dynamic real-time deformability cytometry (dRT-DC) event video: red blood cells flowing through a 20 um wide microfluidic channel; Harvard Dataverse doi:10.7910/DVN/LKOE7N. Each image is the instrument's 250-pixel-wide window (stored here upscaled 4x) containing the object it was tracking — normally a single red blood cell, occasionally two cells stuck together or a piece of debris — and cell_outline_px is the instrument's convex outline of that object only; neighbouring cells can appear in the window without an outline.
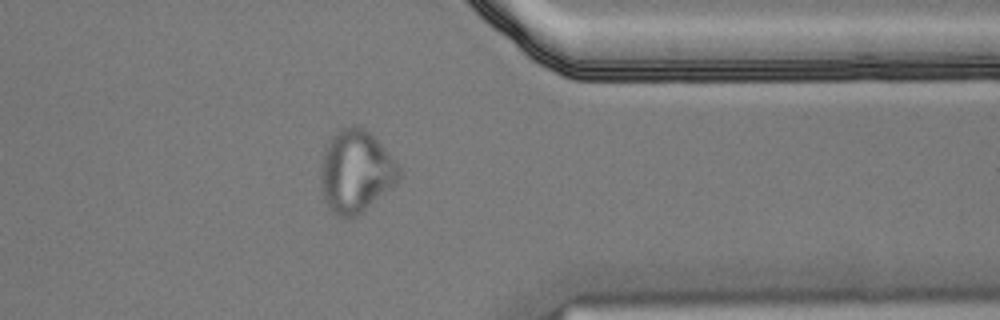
{"species": "Egyptian fruit bat (a non-hibernating species)", "species_latin": "Rousettus aegyptiacus", "temperature_condition": "cold", "stored_images_in_passage": 45, "camera_frame_rate_fps": 3000, "um_per_image_px": 0.085, "animal": {"sex": "male"}, "frame": {"image": 1, "passage_image": 33, "time_ms": 10.667, "image_size_px": [1000, 320], "cell_outline_px": [[400, 176], [396, 184], [392, 188], [356, 216], [336, 216], [332, 212], [324, 200], [320, 192], [320, 172], [324, 148], [332, 136], [336, 132], [344, 128], [364, 128], [396, 160], [400, 168]], "centroid_in_image_um": [30.23, 14.61], "position_along_channel_um": 381.2, "area_um2": 37.34}}